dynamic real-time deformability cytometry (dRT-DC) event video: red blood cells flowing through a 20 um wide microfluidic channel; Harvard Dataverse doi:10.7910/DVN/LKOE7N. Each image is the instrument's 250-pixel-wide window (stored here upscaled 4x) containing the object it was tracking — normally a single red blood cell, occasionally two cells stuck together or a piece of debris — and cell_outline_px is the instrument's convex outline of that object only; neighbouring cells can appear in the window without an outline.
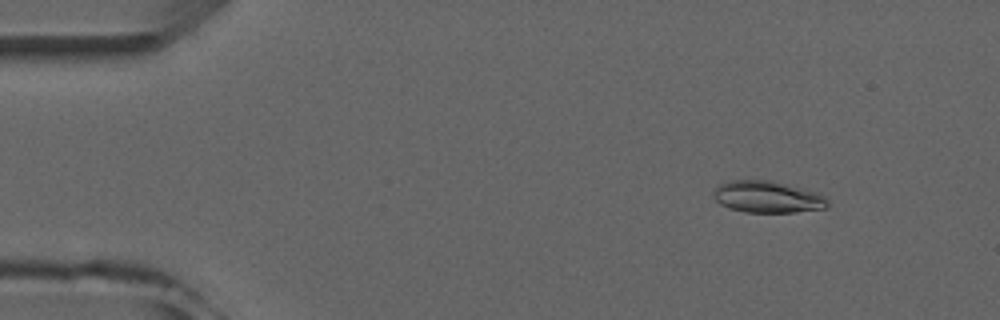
{"species": "common noctule bat (a hibernating species)", "species_latin": "Nyctalus noctula", "temperature_condition": "room temperature", "stored_images_in_passage": 3, "camera_frame_rate_fps": 3000, "um_per_image_px": 0.085, "animal": {"sex": "male", "forearm_length_mm": 52.5}, "frame": {"image": 1, "passage_image": 1, "time_ms": 0.0, "image_size_px": [1000, 320], "cell_outline_px": [[828, 208], [796, 212], [744, 212], [728, 208], [720, 204], [712, 196], [712, 192], [720, 184], [732, 180], [772, 180], [820, 192], [828, 200]], "centroid_in_image_um": [65.26, 16.73], "position_along_channel_um": 19.7, "area_um2": 21.44}}